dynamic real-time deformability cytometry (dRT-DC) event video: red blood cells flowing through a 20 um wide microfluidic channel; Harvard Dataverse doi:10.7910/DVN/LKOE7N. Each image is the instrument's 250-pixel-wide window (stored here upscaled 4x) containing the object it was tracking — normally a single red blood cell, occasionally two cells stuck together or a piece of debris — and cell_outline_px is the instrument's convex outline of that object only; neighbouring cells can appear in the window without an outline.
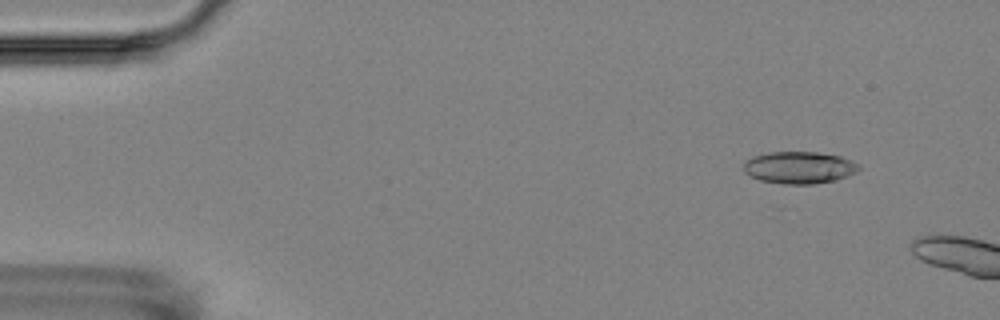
{"species": "Egyptian fruit bat (a non-hibernating species)", "species_latin": "Rousettus aegyptiacus", "temperature_condition": "room temperature", "stored_images_in_passage": 3, "camera_frame_rate_fps": 3000, "um_per_image_px": 0.085, "animal": {"sex": "female"}, "frame": {"image": 1, "passage_image": 2, "time_ms": 1.0, "image_size_px": [1000, 320], "cell_outline_px": [[860, 168], [856, 172], [848, 176], [836, 180], [812, 184], [784, 184], [760, 180], [744, 172], [744, 164], [752, 156], [768, 152], [816, 152], [840, 156], [860, 164]], "centroid_in_image_um": [67.95, 14.24], "position_along_channel_um": 17.0, "area_um2": 21.5}}